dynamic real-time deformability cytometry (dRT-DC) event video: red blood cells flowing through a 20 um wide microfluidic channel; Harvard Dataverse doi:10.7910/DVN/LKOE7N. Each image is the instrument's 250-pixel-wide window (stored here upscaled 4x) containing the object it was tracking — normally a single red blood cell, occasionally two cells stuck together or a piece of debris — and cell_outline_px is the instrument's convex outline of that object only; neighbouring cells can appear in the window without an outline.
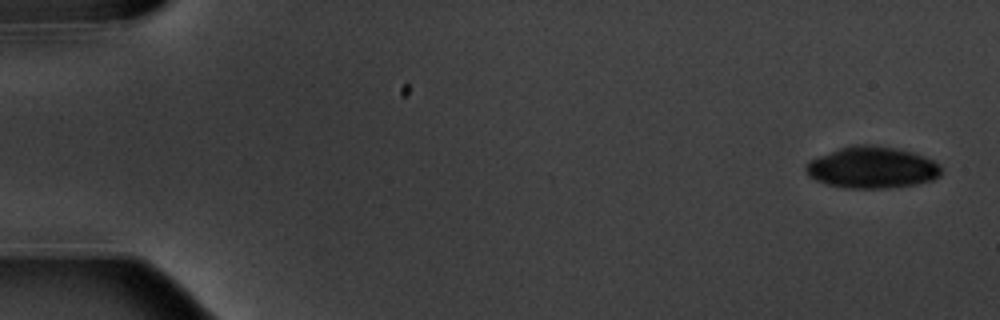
{"species": "common noctule bat (a hibernating species)", "species_latin": "Nyctalus noctula", "temperature_condition": "warm", "stored_images_in_passage": 15, "camera_frame_rate_fps": 3000, "um_per_image_px": 0.085, "animal": {"sex": "male", "body_mass_g": 20.1, "forearm_length_mm": 53.5}, "frame": {"image": 1, "passage_image": 1, "time_ms": 0.0, "image_size_px": [1000, 320], "cell_outline_px": [[940, 176], [932, 180], [916, 184], [888, 188], [844, 188], [828, 184], [816, 180], [808, 176], [804, 168], [804, 164], [808, 160], [840, 148], [852, 144], [876, 144], [896, 148], [912, 152], [924, 156], [940, 164]], "centroid_in_image_um": [74.09, 14.23], "position_along_channel_um": 10.9, "area_um2": 33.06}}